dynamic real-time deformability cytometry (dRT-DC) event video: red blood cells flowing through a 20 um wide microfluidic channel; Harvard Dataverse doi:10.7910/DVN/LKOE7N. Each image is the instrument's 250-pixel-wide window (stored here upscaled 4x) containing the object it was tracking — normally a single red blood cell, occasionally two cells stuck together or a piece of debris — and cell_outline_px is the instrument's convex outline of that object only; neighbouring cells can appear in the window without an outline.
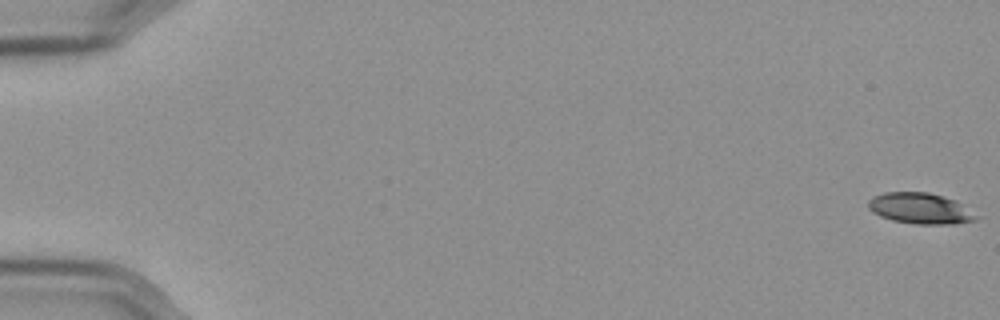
{"species": "Egyptian fruit bat (a non-hibernating species)", "species_latin": "Rousettus aegyptiacus", "temperature_condition": "cold", "stored_images_in_passage": 58, "camera_frame_rate_fps": 3000, "um_per_image_px": 0.085, "frame": {"image": 1, "passage_image": 1, "time_ms": 0.0, "image_size_px": [1000, 320], "cell_outline_px": [[980, 216], [976, 220], [956, 224], [916, 224], [892, 220], [880, 216], [872, 212], [868, 208], [868, 200], [872, 196], [884, 192], [928, 192], [956, 200]], "centroid_in_image_um": [78.23, 17.71], "position_along_channel_um": 6.8, "area_um2": 19.65}}
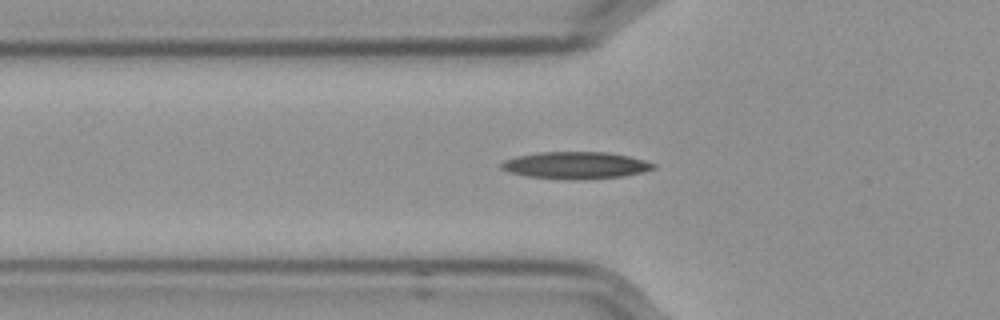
{"frame": {"image": 2, "passage_image": 21, "time_ms": 6.667, "image_size_px": [1000, 320], "cell_outline_px": [[656, 168], [640, 172], [620, 176], [528, 176], [508, 172], [500, 168], [500, 164], [504, 160], [516, 156], [540, 152], [608, 152], [628, 156], [644, 160], [656, 164]], "centroid_in_image_um": [48.9, 13.98], "position_along_channel_um": 76.9, "area_um2": 22.43}}
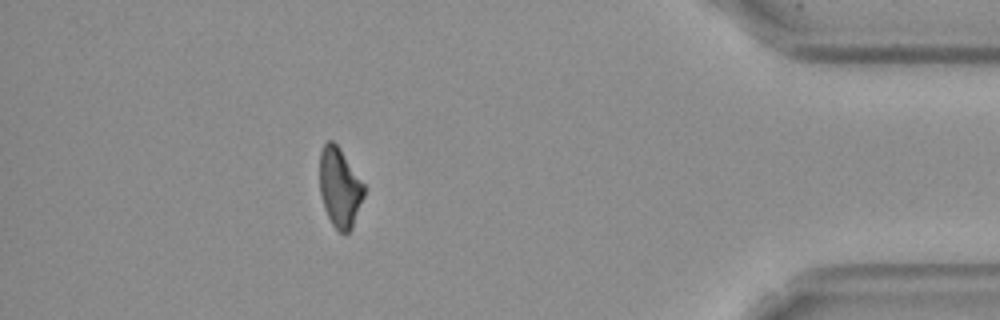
{"frame": {"image": 3, "passage_image": 52, "time_ms": 17.0, "image_size_px": [1000, 320], "cell_outline_px": [[364, 196], [352, 228], [344, 236], [332, 224], [324, 208], [320, 192], [320, 152], [324, 144], [328, 140], [332, 140], [340, 148], [364, 184]], "centroid_in_image_um": [28.87, 15.95], "position_along_channel_um": 406.3, "area_um2": 20.46}, "authors_computed_cell_mechanics": {"area_um2": 21.7617, "velocity_mm_per_s": 3.5938, "shape_relaxation_time_tau1_ms": 9.8964, "shape_relaxation_time_tau2_ms": null, "deformation_change_tau1": 0.2282, "deformation_change_tau2": null}}